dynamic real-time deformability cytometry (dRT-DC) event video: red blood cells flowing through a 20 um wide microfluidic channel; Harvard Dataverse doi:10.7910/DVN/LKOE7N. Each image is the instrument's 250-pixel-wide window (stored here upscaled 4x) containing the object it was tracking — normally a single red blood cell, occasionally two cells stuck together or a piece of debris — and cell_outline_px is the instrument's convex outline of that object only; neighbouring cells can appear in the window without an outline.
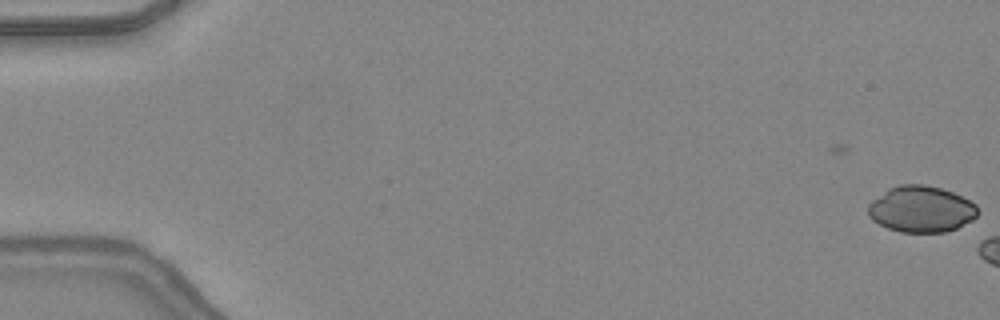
{"species": "common noctule bat (a hibernating species)", "species_latin": "Nyctalus noctula", "temperature_condition": "warm", "stored_images_in_passage": 6, "camera_frame_rate_fps": 3000, "um_per_image_px": 0.085, "animal": {"sex": "female", "body_mass_g": 24.6, "forearm_length_mm": 56.2}, "frame": {"image": 1, "passage_image": 1, "time_ms": 0.0, "image_size_px": [1000, 320], "cell_outline_px": [[980, 212], [972, 220], [956, 228], [944, 232], [900, 232], [888, 228], [872, 220], [868, 216], [868, 204], [872, 200], [888, 188], [900, 184], [924, 184], [940, 188], [952, 192], [976, 204]], "centroid_in_image_um": [78.29, 17.77], "position_along_channel_um": 6.7, "area_um2": 29.59}}